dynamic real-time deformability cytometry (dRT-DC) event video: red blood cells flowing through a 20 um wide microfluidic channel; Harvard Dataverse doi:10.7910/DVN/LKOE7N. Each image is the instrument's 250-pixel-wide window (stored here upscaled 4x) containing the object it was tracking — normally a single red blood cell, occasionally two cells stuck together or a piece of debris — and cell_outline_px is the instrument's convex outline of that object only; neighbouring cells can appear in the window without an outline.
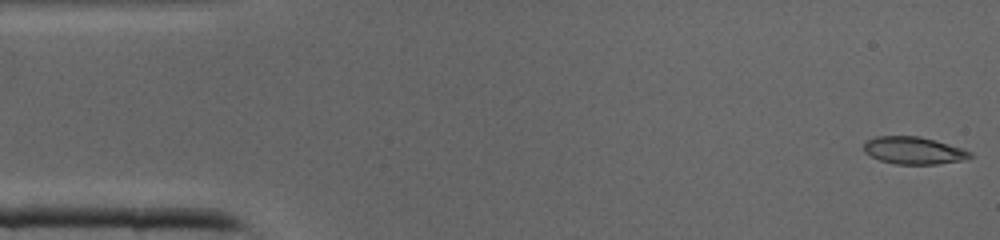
{"species": "common noctule bat (a hibernating species)", "species_latin": "Nyctalus noctula", "temperature_condition": "cold", "stored_images_in_passage": 42, "camera_frame_rate_fps": 3000, "um_per_image_px": 0.085, "animal": {"sex": "male", "body_mass_g": 19.0, "forearm_length_mm": 50.8}, "frame": {"image": 1, "passage_image": 1, "time_ms": 0.0, "image_size_px": [1000, 240], "cell_outline_px": [[972, 156], [964, 160], [936, 164], [896, 164], [880, 160], [864, 152], [864, 144], [868, 140], [876, 136], [920, 136], [960, 148], [972, 152]], "centroid_in_image_um": [77.65, 12.79], "position_along_channel_um": 7.4, "area_um2": 16.7}}
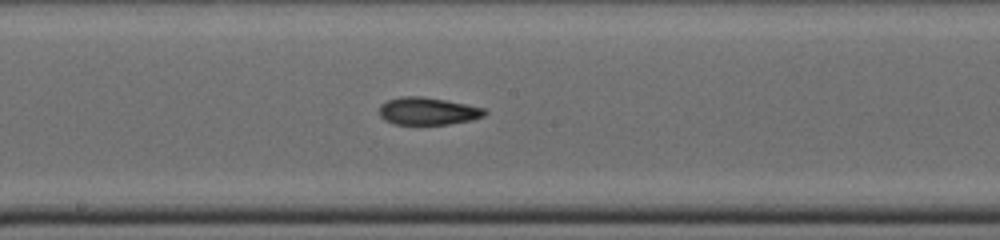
{"frame": {"image": 2, "passage_image": 21, "time_ms": 6.667, "image_size_px": [1000, 240], "cell_outline_px": [[488, 112], [484, 116], [472, 120], [448, 124], [392, 124], [384, 120], [380, 116], [380, 108], [388, 100], [400, 96], [420, 96], [444, 100], [484, 108]], "centroid_in_image_um": [36.37, 9.45], "position_along_channel_um": 211.8, "area_um2": 16.7}}
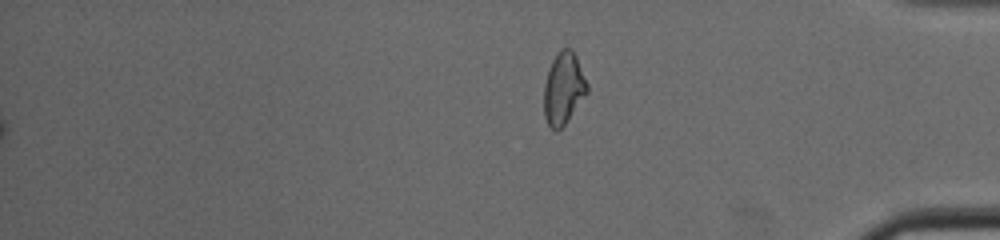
{"frame": {"image": 3, "passage_image": 42, "time_ms": 13.667, "image_size_px": [1000, 240], "cell_outline_px": [[588, 92], [564, 124], [556, 132], [548, 124], [544, 116], [544, 84], [548, 68], [556, 52], [560, 48], [572, 48], [576, 56], [588, 84]], "centroid_in_image_um": [47.89, 7.47], "position_along_channel_um": 387.3, "area_um2": 18.15}}